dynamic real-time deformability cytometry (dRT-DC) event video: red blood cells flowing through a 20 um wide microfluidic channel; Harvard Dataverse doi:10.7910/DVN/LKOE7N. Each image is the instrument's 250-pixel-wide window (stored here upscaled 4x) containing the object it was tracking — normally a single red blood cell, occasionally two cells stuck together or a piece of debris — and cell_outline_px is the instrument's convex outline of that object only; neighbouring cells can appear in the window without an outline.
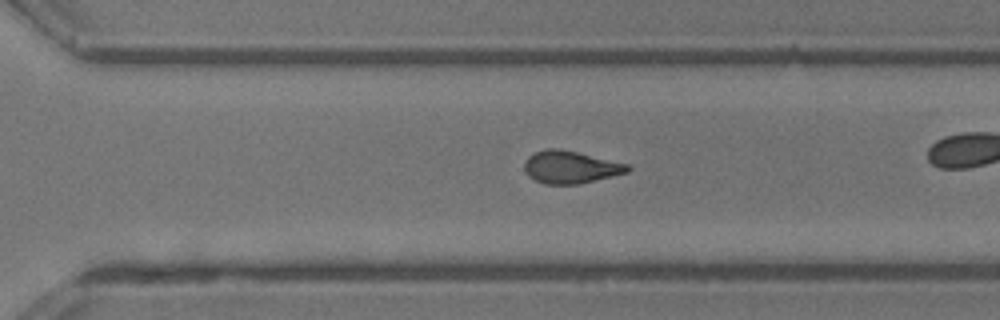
{"species": "common noctule bat (a hibernating species)", "species_latin": "Nyctalus noctula", "temperature_condition": "room temperature", "stored_images_in_passage": 37, "camera_frame_rate_fps": 3000, "um_per_image_px": 0.085, "animal": {"sex": "male", "body_mass_g": 13.3}, "frame": {"image": 1, "passage_image": 32, "time_ms": 10.333, "image_size_px": [1000, 320], "cell_outline_px": [[632, 168], [628, 172], [580, 184], [544, 184], [528, 176], [524, 168], [524, 160], [528, 156], [536, 152], [548, 148], [560, 148], [628, 164]], "centroid_in_image_um": [48.48, 14.2], "position_along_channel_um": 322.1, "area_um2": 19.54}}